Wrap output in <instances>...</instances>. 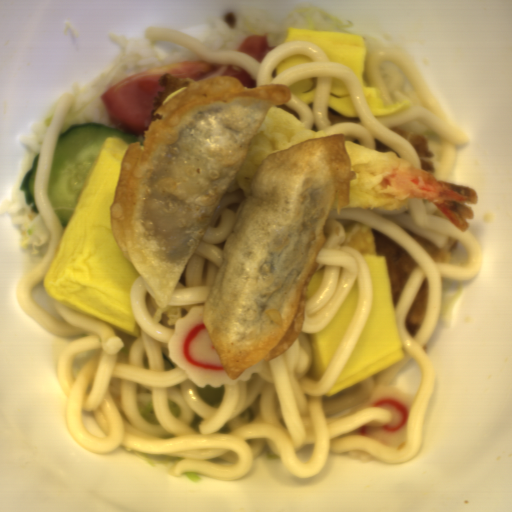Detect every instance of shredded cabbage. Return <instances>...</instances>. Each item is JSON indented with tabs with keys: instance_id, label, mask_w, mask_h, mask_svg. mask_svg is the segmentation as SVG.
Masks as SVG:
<instances>
[{
	"instance_id": "shredded-cabbage-1",
	"label": "shredded cabbage",
	"mask_w": 512,
	"mask_h": 512,
	"mask_svg": "<svg viewBox=\"0 0 512 512\" xmlns=\"http://www.w3.org/2000/svg\"><path fill=\"white\" fill-rule=\"evenodd\" d=\"M289 28L359 35L365 41L366 58L379 50H386L388 46L373 33L312 4L288 11L279 19L254 6L224 12L216 18L208 44L216 50L240 51L238 48L246 36L260 35L274 48L282 43Z\"/></svg>"
},
{
	"instance_id": "shredded-cabbage-2",
	"label": "shredded cabbage",
	"mask_w": 512,
	"mask_h": 512,
	"mask_svg": "<svg viewBox=\"0 0 512 512\" xmlns=\"http://www.w3.org/2000/svg\"><path fill=\"white\" fill-rule=\"evenodd\" d=\"M108 38L119 47V51L108 69L75 93L63 119L59 136L71 126L89 121L116 127L109 121L101 97L108 88L124 78L156 67L199 59L185 48L176 50L167 57H160L155 43L149 39L132 38L114 31Z\"/></svg>"
},
{
	"instance_id": "shredded-cabbage-3",
	"label": "shredded cabbage",
	"mask_w": 512,
	"mask_h": 512,
	"mask_svg": "<svg viewBox=\"0 0 512 512\" xmlns=\"http://www.w3.org/2000/svg\"><path fill=\"white\" fill-rule=\"evenodd\" d=\"M56 105L48 110L44 119L35 123L30 134L21 133L18 136L20 144L29 146V155L26 163L13 188L11 199L2 206L0 212L12 217L17 224L21 238L20 247L33 259H41L49 246L50 231L44 223L40 213L31 211V205L26 204L23 191L20 189L26 171L31 169L32 162L40 152L41 145L48 133Z\"/></svg>"
}]
</instances>
